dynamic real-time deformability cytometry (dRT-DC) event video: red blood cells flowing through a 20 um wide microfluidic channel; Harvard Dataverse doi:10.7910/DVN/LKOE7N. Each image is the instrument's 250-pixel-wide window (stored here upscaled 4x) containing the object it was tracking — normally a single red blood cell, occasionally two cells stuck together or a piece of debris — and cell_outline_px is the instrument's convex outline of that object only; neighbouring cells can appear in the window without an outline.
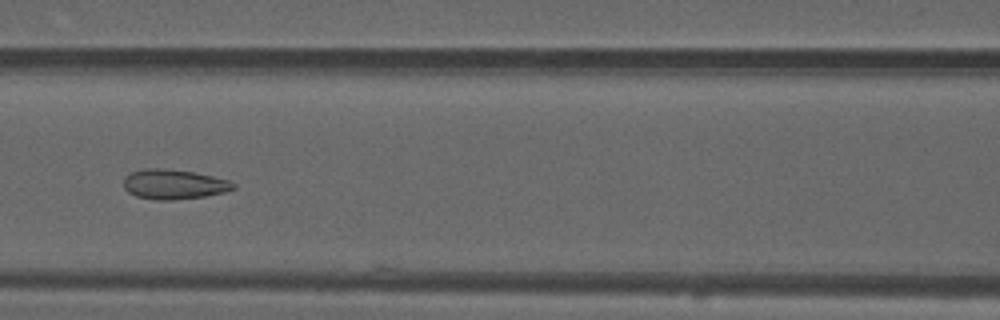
{"species": "common noctule bat (a hibernating species)", "species_latin": "Nyctalus noctula", "temperature_condition": "warm", "stored_images_in_passage": 42, "camera_frame_rate_fps": 3000, "um_per_image_px": 0.085, "animal": {"sex": "male", "forearm_length_mm": 52.5}, "frame": {"image": 1, "passage_image": 12, "time_ms": 3.667, "image_size_px": [1000, 320], "cell_outline_px": [[236, 188], [224, 192], [204, 196], [176, 200], [156, 200], [136, 196], [128, 192], [124, 188], [124, 176], [132, 172], [144, 168], [164, 168], [192, 172], [212, 176], [228, 180], [236, 184]], "centroid_in_image_um": [14.76, 15.66], "position_along_channel_um": 151.8, "area_um2": 19.07}}
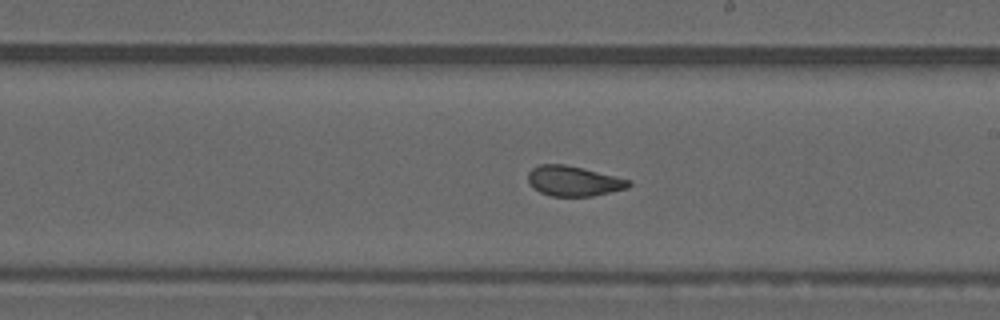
{"frame": {"image": 2, "passage_image": 19, "time_ms": 6.0, "image_size_px": [1000, 320], "cell_outline_px": [[632, 184], [628, 188], [592, 196], [552, 196], [540, 192], [528, 180], [528, 172], [532, 168], [540, 164], [564, 164], [632, 180]], "centroid_in_image_um": [48.78, 15.38], "position_along_channel_um": 240.2, "area_um2": 17.46}}
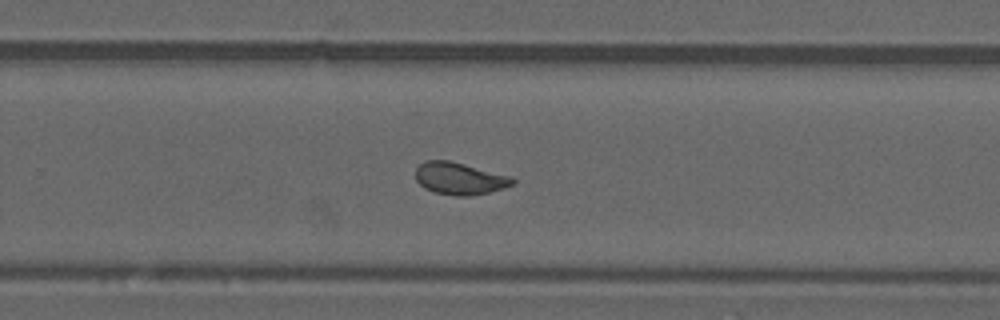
{"frame": {"image": 3, "passage_image": 23, "time_ms": 7.333, "image_size_px": [1000, 320], "cell_outline_px": [[516, 180], [512, 184], [504, 188], [488, 192], [468, 196], [456, 196], [436, 192], [424, 188], [416, 180], [416, 168], [424, 160], [448, 160], [512, 176]], "centroid_in_image_um": [39.06, 15.16], "position_along_channel_um": 290.7, "area_um2": 18.09}, "authors_computed_cell_mechanics": {"area_um2": 18.785, "velocity_mm_per_s": 3.8072, "shape_relaxation_time_tau1_ms": null, "shape_relaxation_time_tau2_ms": 0.8422, "deformation_change_tau1": null, "deformation_change_tau2": 0.076}}